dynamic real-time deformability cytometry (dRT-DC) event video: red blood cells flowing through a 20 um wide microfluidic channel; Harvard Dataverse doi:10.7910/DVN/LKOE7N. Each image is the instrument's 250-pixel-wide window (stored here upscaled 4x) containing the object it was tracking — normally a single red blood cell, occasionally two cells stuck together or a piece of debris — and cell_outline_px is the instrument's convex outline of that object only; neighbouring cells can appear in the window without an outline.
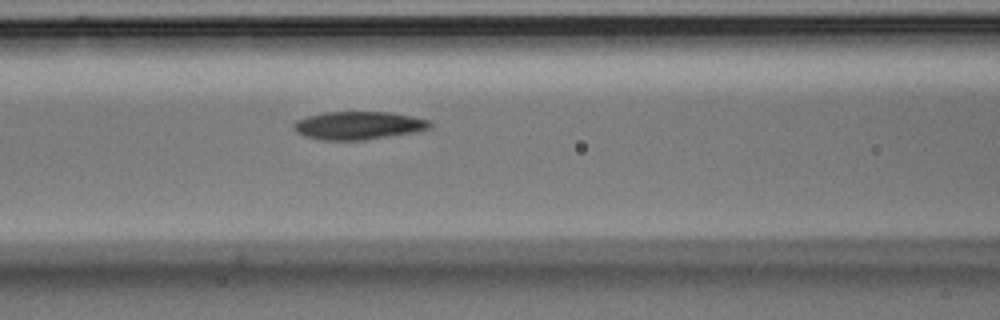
{"species": "Egyptian fruit bat (a non-hibernating species)", "species_latin": "Rousettus aegyptiacus", "temperature_condition": "room temperature", "stored_images_in_passage": 6, "camera_frame_rate_fps": 3000, "um_per_image_px": 0.085, "animal": {"sex": "male"}, "frame": {"image": 1, "passage_image": 6, "time_ms": 1.667, "image_size_px": [1000, 320], "cell_outline_px": [[432, 128], [416, 132], [364, 140], [324, 140], [304, 136], [296, 132], [292, 128], [292, 124], [296, 120], [308, 116], [324, 112], [388, 112], [412, 116], [432, 120]], "centroid_in_image_um": [30.48, 10.66], "position_along_channel_um": 136.1, "area_um2": 22.48}}